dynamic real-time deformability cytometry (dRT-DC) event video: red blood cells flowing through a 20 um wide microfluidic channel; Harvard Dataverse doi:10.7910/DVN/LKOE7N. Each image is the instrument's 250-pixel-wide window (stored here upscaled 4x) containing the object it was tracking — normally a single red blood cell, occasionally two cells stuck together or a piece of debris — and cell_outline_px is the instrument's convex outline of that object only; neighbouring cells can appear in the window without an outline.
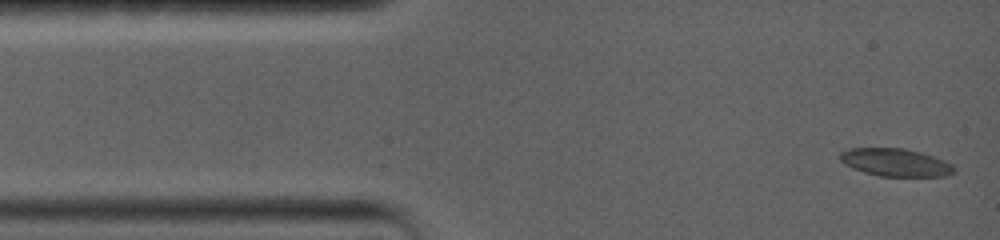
{"species": "common noctule bat (a hibernating species)", "species_latin": "Nyctalus noctula", "temperature_condition": "warm", "stored_images_in_passage": 39, "camera_frame_rate_fps": 5000, "um_per_image_px": 0.085, "animal": {"sex": "female", "body_mass_g": 19.0, "forearm_length_mm": 56.7}, "frame": {"image": 1, "passage_image": 1, "time_ms": 0.0, "image_size_px": [1000, 240], "cell_outline_px": [[956, 172], [944, 176], [880, 176], [864, 172], [852, 168], [844, 164], [840, 160], [840, 152], [848, 148], [904, 148], [920, 152], [944, 160], [952, 164], [956, 168]], "centroid_in_image_um": [76.11, 13.8], "position_along_channel_um": 8.9, "area_um2": 18.5}}
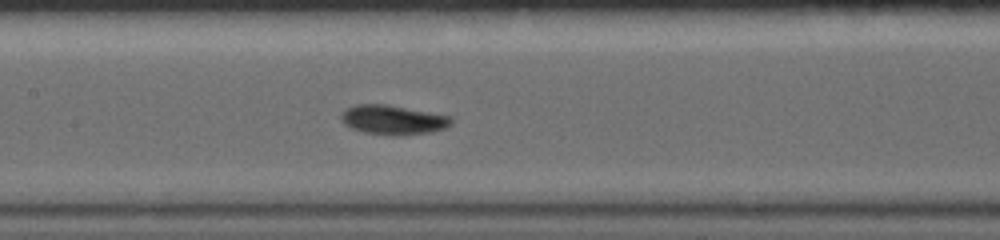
{"frame": {"image": 2, "passage_image": 17, "time_ms": 6.6, "image_size_px": [1000, 240], "cell_outline_px": [[452, 124], [444, 128], [432, 132], [396, 136], [364, 132], [352, 128], [344, 124], [340, 120], [340, 116], [344, 108], [356, 104], [388, 104], [452, 116]], "centroid_in_image_um": [33.39, 10.18], "position_along_channel_um": 174.0, "area_um2": 19.13}}
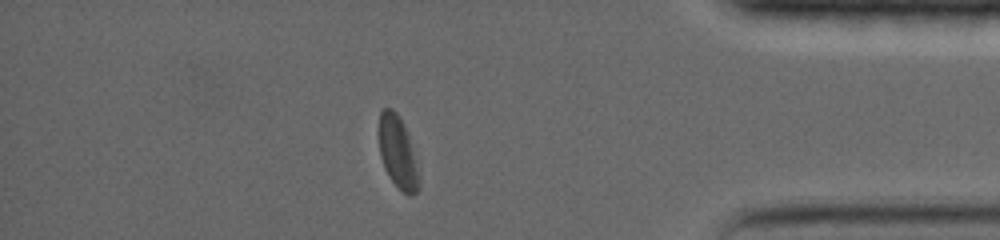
{"frame": {"image": 3, "passage_image": 34, "time_ms": 13.8, "image_size_px": [1000, 240], "cell_outline_px": [[420, 188], [412, 196], [408, 196], [388, 176], [384, 168], [380, 156], [380, 112], [384, 108], [392, 108], [400, 116], [404, 124], [408, 136], [420, 184]], "centroid_in_image_um": [33.8, 12.96], "position_along_channel_um": 401.4, "area_um2": 16.3}, "authors_computed_cell_mechanics": {"area_um2": 18.3804, "velocity_mm_per_s": 3.5691, "shape_relaxation_time_tau1_ms": 4.4821, "shape_relaxation_time_tau2_ms": 5.411, "deformation_change_tau1": 0.1531, "deformation_change_tau2": 0.049}}